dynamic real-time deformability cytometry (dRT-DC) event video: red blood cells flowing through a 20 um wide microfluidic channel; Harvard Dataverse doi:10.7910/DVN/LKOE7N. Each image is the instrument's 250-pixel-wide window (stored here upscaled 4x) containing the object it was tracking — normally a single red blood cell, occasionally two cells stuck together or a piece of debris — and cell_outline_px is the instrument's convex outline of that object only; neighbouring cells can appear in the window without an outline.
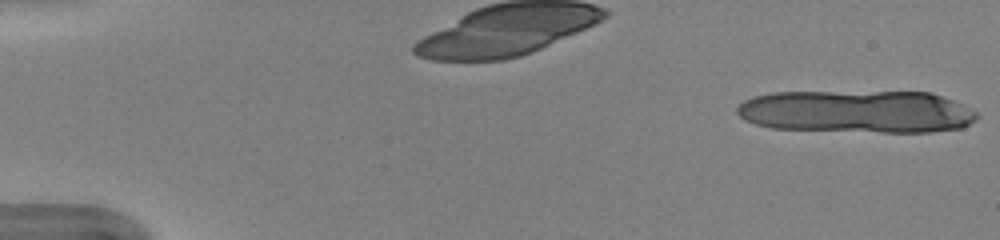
{"species": "human", "species_latin": "Homo sapiens", "temperature_condition": "warm", "stored_images_in_passage": 12, "camera_frame_rate_fps": 3000, "um_per_image_px": 0.085, "donor": {"sex": "female"}, "frame": {"image": 1, "passage_image": 1, "time_ms": 0.0, "image_size_px": [1000, 240], "cell_outline_px": [[980, 116], [976, 120], [960, 128], [932, 132], [884, 132], [772, 128], [756, 124], [744, 120], [736, 112], [736, 108], [744, 100], [752, 96], [772, 92], [932, 92], [964, 104], [976, 112]], "centroid_in_image_um": [72.85, 9.48], "position_along_channel_um": 12.2, "area_um2": 59.94}}